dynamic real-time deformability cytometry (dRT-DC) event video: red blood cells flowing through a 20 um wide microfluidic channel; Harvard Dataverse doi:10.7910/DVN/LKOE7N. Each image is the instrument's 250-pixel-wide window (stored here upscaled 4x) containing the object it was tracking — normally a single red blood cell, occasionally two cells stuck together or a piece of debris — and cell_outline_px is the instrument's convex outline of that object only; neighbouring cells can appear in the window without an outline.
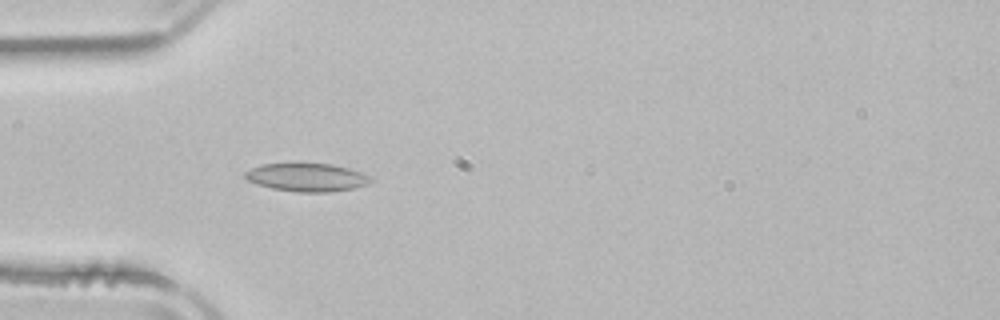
{"species": "common noctule bat (a hibernating species)", "species_latin": "Nyctalus noctula", "temperature_condition": "room temperature", "stored_images_in_passage": 28, "camera_frame_rate_fps": 3000, "um_per_image_px": 0.085, "animal": {"sex": "male", "body_mass_g": 21.5, "forearm_length_mm": 52.0}, "frame": {"image": 1, "passage_image": 6, "time_ms": 1.667, "image_size_px": [1000, 320], "cell_outline_px": [[372, 180], [368, 184], [356, 188], [328, 192], [300, 192], [272, 188], [256, 184], [248, 180], [244, 176], [244, 172], [260, 164], [296, 160], [332, 164], [348, 168], [372, 176]], "centroid_in_image_um": [26.06, 15.02], "position_along_channel_um": 58.9, "area_um2": 21.56}}
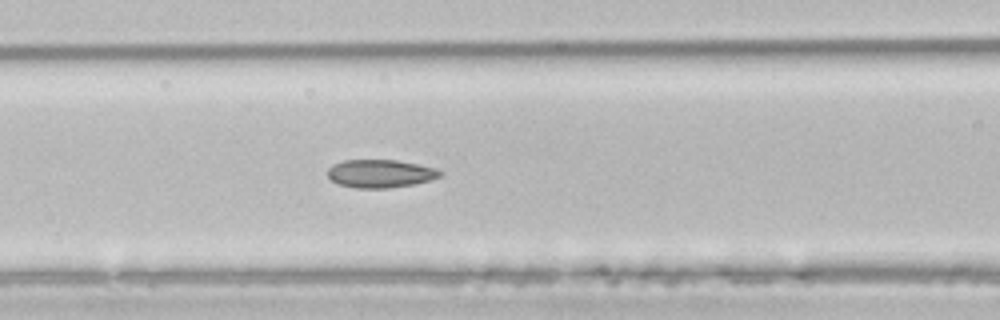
{"frame": {"image": 2, "passage_image": 12, "time_ms": 3.667, "image_size_px": [1000, 320], "cell_outline_px": [[444, 172], [440, 176], [432, 180], [412, 184], [388, 188], [356, 188], [336, 184], [328, 176], [328, 168], [332, 164], [344, 160], [396, 160], [436, 168]], "centroid_in_image_um": [32.31, 14.76], "position_along_channel_um": 134.3, "area_um2": 18.44}}
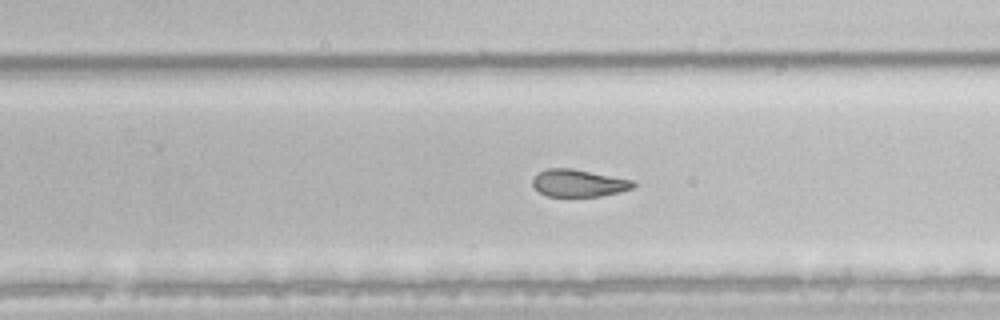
{"frame": {"image": 3, "passage_image": 20, "time_ms": 6.333, "image_size_px": [1000, 320], "cell_outline_px": [[636, 184], [632, 188], [620, 192], [600, 196], [548, 196], [540, 192], [532, 184], [532, 180], [540, 172], [548, 168], [572, 168], [636, 180]], "centroid_in_image_um": [49.24, 15.55], "position_along_channel_um": 280.6, "area_um2": 16.01}}